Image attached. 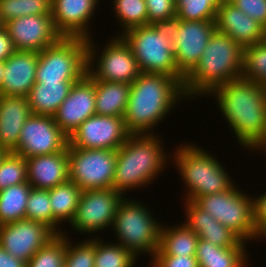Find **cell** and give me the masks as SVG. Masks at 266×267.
I'll return each mask as SVG.
<instances>
[{
	"label": "cell",
	"instance_id": "cell-49",
	"mask_svg": "<svg viewBox=\"0 0 266 267\" xmlns=\"http://www.w3.org/2000/svg\"><path fill=\"white\" fill-rule=\"evenodd\" d=\"M9 152L3 148L0 147V163L4 159V157L8 154Z\"/></svg>",
	"mask_w": 266,
	"mask_h": 267
},
{
	"label": "cell",
	"instance_id": "cell-8",
	"mask_svg": "<svg viewBox=\"0 0 266 267\" xmlns=\"http://www.w3.org/2000/svg\"><path fill=\"white\" fill-rule=\"evenodd\" d=\"M243 192L234 183L224 192L199 197L195 203L248 243L261 236L255 224L253 196Z\"/></svg>",
	"mask_w": 266,
	"mask_h": 267
},
{
	"label": "cell",
	"instance_id": "cell-15",
	"mask_svg": "<svg viewBox=\"0 0 266 267\" xmlns=\"http://www.w3.org/2000/svg\"><path fill=\"white\" fill-rule=\"evenodd\" d=\"M130 133L123 117L92 115L69 137V145L83 149H119Z\"/></svg>",
	"mask_w": 266,
	"mask_h": 267
},
{
	"label": "cell",
	"instance_id": "cell-14",
	"mask_svg": "<svg viewBox=\"0 0 266 267\" xmlns=\"http://www.w3.org/2000/svg\"><path fill=\"white\" fill-rule=\"evenodd\" d=\"M171 25L176 67L186 77L202 57L204 49L216 30L215 22L174 19Z\"/></svg>",
	"mask_w": 266,
	"mask_h": 267
},
{
	"label": "cell",
	"instance_id": "cell-9",
	"mask_svg": "<svg viewBox=\"0 0 266 267\" xmlns=\"http://www.w3.org/2000/svg\"><path fill=\"white\" fill-rule=\"evenodd\" d=\"M87 74V39L61 37L38 52L36 82L79 81Z\"/></svg>",
	"mask_w": 266,
	"mask_h": 267
},
{
	"label": "cell",
	"instance_id": "cell-39",
	"mask_svg": "<svg viewBox=\"0 0 266 267\" xmlns=\"http://www.w3.org/2000/svg\"><path fill=\"white\" fill-rule=\"evenodd\" d=\"M148 25L171 23L176 19L175 0H145Z\"/></svg>",
	"mask_w": 266,
	"mask_h": 267
},
{
	"label": "cell",
	"instance_id": "cell-2",
	"mask_svg": "<svg viewBox=\"0 0 266 267\" xmlns=\"http://www.w3.org/2000/svg\"><path fill=\"white\" fill-rule=\"evenodd\" d=\"M183 81L162 74L141 73L131 84L123 117L128 132L155 134L153 129L172 113L173 107L186 101Z\"/></svg>",
	"mask_w": 266,
	"mask_h": 267
},
{
	"label": "cell",
	"instance_id": "cell-3",
	"mask_svg": "<svg viewBox=\"0 0 266 267\" xmlns=\"http://www.w3.org/2000/svg\"><path fill=\"white\" fill-rule=\"evenodd\" d=\"M157 134H130L126 142L116 150L112 181L115 191L126 196L125 193L129 190L137 191L138 188L152 184L166 169L172 158L166 154L163 139Z\"/></svg>",
	"mask_w": 266,
	"mask_h": 267
},
{
	"label": "cell",
	"instance_id": "cell-21",
	"mask_svg": "<svg viewBox=\"0 0 266 267\" xmlns=\"http://www.w3.org/2000/svg\"><path fill=\"white\" fill-rule=\"evenodd\" d=\"M38 52L16 50L5 61L0 95L27 97L36 82Z\"/></svg>",
	"mask_w": 266,
	"mask_h": 267
},
{
	"label": "cell",
	"instance_id": "cell-37",
	"mask_svg": "<svg viewBox=\"0 0 266 267\" xmlns=\"http://www.w3.org/2000/svg\"><path fill=\"white\" fill-rule=\"evenodd\" d=\"M66 235V254L64 267H94L95 263V237L83 238L82 241L73 243L68 233Z\"/></svg>",
	"mask_w": 266,
	"mask_h": 267
},
{
	"label": "cell",
	"instance_id": "cell-18",
	"mask_svg": "<svg viewBox=\"0 0 266 267\" xmlns=\"http://www.w3.org/2000/svg\"><path fill=\"white\" fill-rule=\"evenodd\" d=\"M16 50L40 52L62 36L55 30L51 15H29L4 25Z\"/></svg>",
	"mask_w": 266,
	"mask_h": 267
},
{
	"label": "cell",
	"instance_id": "cell-42",
	"mask_svg": "<svg viewBox=\"0 0 266 267\" xmlns=\"http://www.w3.org/2000/svg\"><path fill=\"white\" fill-rule=\"evenodd\" d=\"M257 196H253L255 224L259 235L266 239V191Z\"/></svg>",
	"mask_w": 266,
	"mask_h": 267
},
{
	"label": "cell",
	"instance_id": "cell-40",
	"mask_svg": "<svg viewBox=\"0 0 266 267\" xmlns=\"http://www.w3.org/2000/svg\"><path fill=\"white\" fill-rule=\"evenodd\" d=\"M266 28V0H228Z\"/></svg>",
	"mask_w": 266,
	"mask_h": 267
},
{
	"label": "cell",
	"instance_id": "cell-7",
	"mask_svg": "<svg viewBox=\"0 0 266 267\" xmlns=\"http://www.w3.org/2000/svg\"><path fill=\"white\" fill-rule=\"evenodd\" d=\"M126 197L118 206L111 228L117 239L115 243L136 257L142 254L153 257L159 248L162 222L155 220V213L146 204Z\"/></svg>",
	"mask_w": 266,
	"mask_h": 267
},
{
	"label": "cell",
	"instance_id": "cell-35",
	"mask_svg": "<svg viewBox=\"0 0 266 267\" xmlns=\"http://www.w3.org/2000/svg\"><path fill=\"white\" fill-rule=\"evenodd\" d=\"M66 235L57 234L26 263V267H64Z\"/></svg>",
	"mask_w": 266,
	"mask_h": 267
},
{
	"label": "cell",
	"instance_id": "cell-22",
	"mask_svg": "<svg viewBox=\"0 0 266 267\" xmlns=\"http://www.w3.org/2000/svg\"><path fill=\"white\" fill-rule=\"evenodd\" d=\"M186 219L184 223L199 239L220 247H247L236 233L219 223L211 214L200 208L194 201H184Z\"/></svg>",
	"mask_w": 266,
	"mask_h": 267
},
{
	"label": "cell",
	"instance_id": "cell-32",
	"mask_svg": "<svg viewBox=\"0 0 266 267\" xmlns=\"http://www.w3.org/2000/svg\"><path fill=\"white\" fill-rule=\"evenodd\" d=\"M241 78L266 86V39L243 49Z\"/></svg>",
	"mask_w": 266,
	"mask_h": 267
},
{
	"label": "cell",
	"instance_id": "cell-27",
	"mask_svg": "<svg viewBox=\"0 0 266 267\" xmlns=\"http://www.w3.org/2000/svg\"><path fill=\"white\" fill-rule=\"evenodd\" d=\"M130 90V83L95 80L96 114L124 117Z\"/></svg>",
	"mask_w": 266,
	"mask_h": 267
},
{
	"label": "cell",
	"instance_id": "cell-20",
	"mask_svg": "<svg viewBox=\"0 0 266 267\" xmlns=\"http://www.w3.org/2000/svg\"><path fill=\"white\" fill-rule=\"evenodd\" d=\"M214 22L217 31L227 34L243 49L266 39V28L228 0L221 2Z\"/></svg>",
	"mask_w": 266,
	"mask_h": 267
},
{
	"label": "cell",
	"instance_id": "cell-44",
	"mask_svg": "<svg viewBox=\"0 0 266 267\" xmlns=\"http://www.w3.org/2000/svg\"><path fill=\"white\" fill-rule=\"evenodd\" d=\"M22 17L21 0H0V18L4 25Z\"/></svg>",
	"mask_w": 266,
	"mask_h": 267
},
{
	"label": "cell",
	"instance_id": "cell-12",
	"mask_svg": "<svg viewBox=\"0 0 266 267\" xmlns=\"http://www.w3.org/2000/svg\"><path fill=\"white\" fill-rule=\"evenodd\" d=\"M124 197L113 188L82 191L75 217L69 227L78 234H89V238L105 228L110 229Z\"/></svg>",
	"mask_w": 266,
	"mask_h": 267
},
{
	"label": "cell",
	"instance_id": "cell-33",
	"mask_svg": "<svg viewBox=\"0 0 266 267\" xmlns=\"http://www.w3.org/2000/svg\"><path fill=\"white\" fill-rule=\"evenodd\" d=\"M112 3L114 17L117 18L118 24L120 23L119 27H122L119 35L128 29L148 25L145 0H114Z\"/></svg>",
	"mask_w": 266,
	"mask_h": 267
},
{
	"label": "cell",
	"instance_id": "cell-28",
	"mask_svg": "<svg viewBox=\"0 0 266 267\" xmlns=\"http://www.w3.org/2000/svg\"><path fill=\"white\" fill-rule=\"evenodd\" d=\"M247 247H220L199 239L195 258L199 267H247Z\"/></svg>",
	"mask_w": 266,
	"mask_h": 267
},
{
	"label": "cell",
	"instance_id": "cell-16",
	"mask_svg": "<svg viewBox=\"0 0 266 267\" xmlns=\"http://www.w3.org/2000/svg\"><path fill=\"white\" fill-rule=\"evenodd\" d=\"M56 235L44 223L21 219L0 226V246L11 256L27 263Z\"/></svg>",
	"mask_w": 266,
	"mask_h": 267
},
{
	"label": "cell",
	"instance_id": "cell-30",
	"mask_svg": "<svg viewBox=\"0 0 266 267\" xmlns=\"http://www.w3.org/2000/svg\"><path fill=\"white\" fill-rule=\"evenodd\" d=\"M31 188L28 182H24L0 191V226L25 219Z\"/></svg>",
	"mask_w": 266,
	"mask_h": 267
},
{
	"label": "cell",
	"instance_id": "cell-13",
	"mask_svg": "<svg viewBox=\"0 0 266 267\" xmlns=\"http://www.w3.org/2000/svg\"><path fill=\"white\" fill-rule=\"evenodd\" d=\"M69 137L55 123L53 116L31 114L24 123L17 148L12 152L31 158L67 150Z\"/></svg>",
	"mask_w": 266,
	"mask_h": 267
},
{
	"label": "cell",
	"instance_id": "cell-47",
	"mask_svg": "<svg viewBox=\"0 0 266 267\" xmlns=\"http://www.w3.org/2000/svg\"><path fill=\"white\" fill-rule=\"evenodd\" d=\"M255 150L256 151H253V152L258 151V153H259V151H260V153L263 152L261 154L265 153V155H266V135H265V139L257 146V148Z\"/></svg>",
	"mask_w": 266,
	"mask_h": 267
},
{
	"label": "cell",
	"instance_id": "cell-31",
	"mask_svg": "<svg viewBox=\"0 0 266 267\" xmlns=\"http://www.w3.org/2000/svg\"><path fill=\"white\" fill-rule=\"evenodd\" d=\"M95 236L94 267H136L137 258L130 250L120 244L110 243ZM137 259V260H136Z\"/></svg>",
	"mask_w": 266,
	"mask_h": 267
},
{
	"label": "cell",
	"instance_id": "cell-24",
	"mask_svg": "<svg viewBox=\"0 0 266 267\" xmlns=\"http://www.w3.org/2000/svg\"><path fill=\"white\" fill-rule=\"evenodd\" d=\"M32 114L27 98L0 95V147L13 152L24 123Z\"/></svg>",
	"mask_w": 266,
	"mask_h": 267
},
{
	"label": "cell",
	"instance_id": "cell-23",
	"mask_svg": "<svg viewBox=\"0 0 266 267\" xmlns=\"http://www.w3.org/2000/svg\"><path fill=\"white\" fill-rule=\"evenodd\" d=\"M27 180L31 187L52 189L69 180L68 150L26 158Z\"/></svg>",
	"mask_w": 266,
	"mask_h": 267
},
{
	"label": "cell",
	"instance_id": "cell-10",
	"mask_svg": "<svg viewBox=\"0 0 266 267\" xmlns=\"http://www.w3.org/2000/svg\"><path fill=\"white\" fill-rule=\"evenodd\" d=\"M93 38L87 39V74L94 80L132 84L141 71L130 46L117 35L102 46L100 53Z\"/></svg>",
	"mask_w": 266,
	"mask_h": 267
},
{
	"label": "cell",
	"instance_id": "cell-1",
	"mask_svg": "<svg viewBox=\"0 0 266 267\" xmlns=\"http://www.w3.org/2000/svg\"><path fill=\"white\" fill-rule=\"evenodd\" d=\"M209 95L218 101L216 105L240 146L255 151L266 135V86L240 77Z\"/></svg>",
	"mask_w": 266,
	"mask_h": 267
},
{
	"label": "cell",
	"instance_id": "cell-17",
	"mask_svg": "<svg viewBox=\"0 0 266 267\" xmlns=\"http://www.w3.org/2000/svg\"><path fill=\"white\" fill-rule=\"evenodd\" d=\"M95 114V80L86 74L72 85L67 98L53 118L60 129L70 137L87 118Z\"/></svg>",
	"mask_w": 266,
	"mask_h": 267
},
{
	"label": "cell",
	"instance_id": "cell-4",
	"mask_svg": "<svg viewBox=\"0 0 266 267\" xmlns=\"http://www.w3.org/2000/svg\"><path fill=\"white\" fill-rule=\"evenodd\" d=\"M243 48L227 34L217 30L212 34L202 57L184 78L187 101L209 97L217 87L241 77Z\"/></svg>",
	"mask_w": 266,
	"mask_h": 267
},
{
	"label": "cell",
	"instance_id": "cell-6",
	"mask_svg": "<svg viewBox=\"0 0 266 267\" xmlns=\"http://www.w3.org/2000/svg\"><path fill=\"white\" fill-rule=\"evenodd\" d=\"M120 36L130 46L141 73L185 78L176 67L171 23L134 27Z\"/></svg>",
	"mask_w": 266,
	"mask_h": 267
},
{
	"label": "cell",
	"instance_id": "cell-46",
	"mask_svg": "<svg viewBox=\"0 0 266 267\" xmlns=\"http://www.w3.org/2000/svg\"><path fill=\"white\" fill-rule=\"evenodd\" d=\"M0 267H26V262L11 256L0 246Z\"/></svg>",
	"mask_w": 266,
	"mask_h": 267
},
{
	"label": "cell",
	"instance_id": "cell-43",
	"mask_svg": "<svg viewBox=\"0 0 266 267\" xmlns=\"http://www.w3.org/2000/svg\"><path fill=\"white\" fill-rule=\"evenodd\" d=\"M22 17L51 15V0H21Z\"/></svg>",
	"mask_w": 266,
	"mask_h": 267
},
{
	"label": "cell",
	"instance_id": "cell-5",
	"mask_svg": "<svg viewBox=\"0 0 266 267\" xmlns=\"http://www.w3.org/2000/svg\"><path fill=\"white\" fill-rule=\"evenodd\" d=\"M175 148L171 157L186 186L183 200L195 202L203 195L224 192L234 184L223 163L207 149L189 142Z\"/></svg>",
	"mask_w": 266,
	"mask_h": 267
},
{
	"label": "cell",
	"instance_id": "cell-48",
	"mask_svg": "<svg viewBox=\"0 0 266 267\" xmlns=\"http://www.w3.org/2000/svg\"><path fill=\"white\" fill-rule=\"evenodd\" d=\"M4 67H5V62L0 61V91H1V88H2Z\"/></svg>",
	"mask_w": 266,
	"mask_h": 267
},
{
	"label": "cell",
	"instance_id": "cell-29",
	"mask_svg": "<svg viewBox=\"0 0 266 267\" xmlns=\"http://www.w3.org/2000/svg\"><path fill=\"white\" fill-rule=\"evenodd\" d=\"M48 190L52 221L57 226L63 227V222L70 225L75 217L82 190L70 180Z\"/></svg>",
	"mask_w": 266,
	"mask_h": 267
},
{
	"label": "cell",
	"instance_id": "cell-26",
	"mask_svg": "<svg viewBox=\"0 0 266 267\" xmlns=\"http://www.w3.org/2000/svg\"><path fill=\"white\" fill-rule=\"evenodd\" d=\"M198 235L184 222L179 225H162L159 248L154 256H195Z\"/></svg>",
	"mask_w": 266,
	"mask_h": 267
},
{
	"label": "cell",
	"instance_id": "cell-25",
	"mask_svg": "<svg viewBox=\"0 0 266 267\" xmlns=\"http://www.w3.org/2000/svg\"><path fill=\"white\" fill-rule=\"evenodd\" d=\"M76 82H35L26 97L32 114L53 116Z\"/></svg>",
	"mask_w": 266,
	"mask_h": 267
},
{
	"label": "cell",
	"instance_id": "cell-45",
	"mask_svg": "<svg viewBox=\"0 0 266 267\" xmlns=\"http://www.w3.org/2000/svg\"><path fill=\"white\" fill-rule=\"evenodd\" d=\"M16 51L5 26L0 28V61L5 62Z\"/></svg>",
	"mask_w": 266,
	"mask_h": 267
},
{
	"label": "cell",
	"instance_id": "cell-36",
	"mask_svg": "<svg viewBox=\"0 0 266 267\" xmlns=\"http://www.w3.org/2000/svg\"><path fill=\"white\" fill-rule=\"evenodd\" d=\"M223 0H177L176 19L186 21H215L216 12Z\"/></svg>",
	"mask_w": 266,
	"mask_h": 267
},
{
	"label": "cell",
	"instance_id": "cell-19",
	"mask_svg": "<svg viewBox=\"0 0 266 267\" xmlns=\"http://www.w3.org/2000/svg\"><path fill=\"white\" fill-rule=\"evenodd\" d=\"M99 1L51 0V16L55 30L62 37L92 38L94 35L89 24Z\"/></svg>",
	"mask_w": 266,
	"mask_h": 267
},
{
	"label": "cell",
	"instance_id": "cell-38",
	"mask_svg": "<svg viewBox=\"0 0 266 267\" xmlns=\"http://www.w3.org/2000/svg\"><path fill=\"white\" fill-rule=\"evenodd\" d=\"M27 180V161L24 157L9 152L0 163V191Z\"/></svg>",
	"mask_w": 266,
	"mask_h": 267
},
{
	"label": "cell",
	"instance_id": "cell-34",
	"mask_svg": "<svg viewBox=\"0 0 266 267\" xmlns=\"http://www.w3.org/2000/svg\"><path fill=\"white\" fill-rule=\"evenodd\" d=\"M25 219L44 223L56 234H64L63 230H60L62 228H59L52 221L49 190L47 189L31 188L26 205Z\"/></svg>",
	"mask_w": 266,
	"mask_h": 267
},
{
	"label": "cell",
	"instance_id": "cell-50",
	"mask_svg": "<svg viewBox=\"0 0 266 267\" xmlns=\"http://www.w3.org/2000/svg\"><path fill=\"white\" fill-rule=\"evenodd\" d=\"M4 26V23L2 22L1 18H0V28H2Z\"/></svg>",
	"mask_w": 266,
	"mask_h": 267
},
{
	"label": "cell",
	"instance_id": "cell-11",
	"mask_svg": "<svg viewBox=\"0 0 266 267\" xmlns=\"http://www.w3.org/2000/svg\"><path fill=\"white\" fill-rule=\"evenodd\" d=\"M69 180L82 191L112 188L116 150L83 149L68 144Z\"/></svg>",
	"mask_w": 266,
	"mask_h": 267
},
{
	"label": "cell",
	"instance_id": "cell-41",
	"mask_svg": "<svg viewBox=\"0 0 266 267\" xmlns=\"http://www.w3.org/2000/svg\"><path fill=\"white\" fill-rule=\"evenodd\" d=\"M150 267H199L195 256H153Z\"/></svg>",
	"mask_w": 266,
	"mask_h": 267
}]
</instances>
